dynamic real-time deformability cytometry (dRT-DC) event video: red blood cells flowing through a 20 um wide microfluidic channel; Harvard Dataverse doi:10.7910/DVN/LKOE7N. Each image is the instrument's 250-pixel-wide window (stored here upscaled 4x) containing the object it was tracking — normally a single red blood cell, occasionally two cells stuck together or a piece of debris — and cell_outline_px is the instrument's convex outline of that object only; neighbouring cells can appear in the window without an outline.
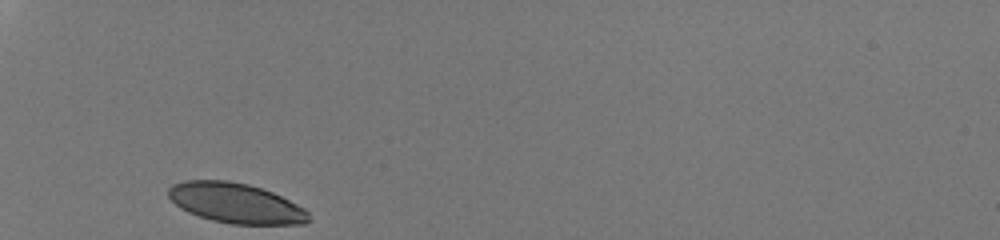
{"species": "human", "species_latin": "Homo sapiens", "temperature_condition": "room temperature", "stored_images_in_passage": 26, "camera_frame_rate_fps": 3000, "um_per_image_px": 0.085, "donor": {"sex": "male"}, "frame": {"image": 1, "passage_image": 1, "time_ms": 0.0, "image_size_px": [1000, 240], "cell_outline_px": [[312, 220], [304, 224], [232, 224], [212, 220], [188, 212], [180, 208], [168, 196], [168, 188], [172, 184], [188, 180], [228, 180], [248, 184], [272, 192], [304, 208], [308, 212]], "centroid_in_image_um": [20.04, 17.26], "position_along_channel_um": 65.0, "area_um2": 32.66}}
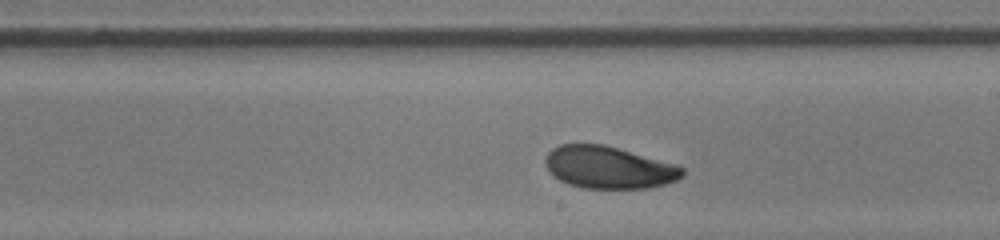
{"frame": {"image": 2, "passage_image": 15, "time_ms": 4.667, "image_size_px": [1000, 240], "cell_outline_px": [[684, 176], [676, 180], [664, 184], [648, 188], [584, 188], [568, 184], [552, 176], [544, 160], [548, 152], [552, 148], [560, 144], [604, 144], [676, 164], [684, 168]], "centroid_in_image_um": [51.73, 14.23], "position_along_channel_um": 237.3, "area_um2": 33.76}}
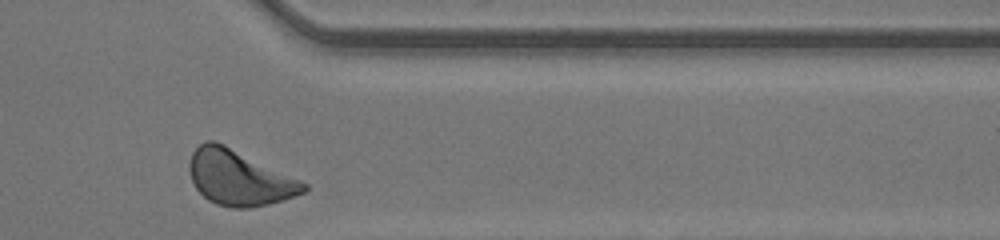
{"frame": {"image": 3, "passage_image": 26, "time_ms": 8.333, "image_size_px": [1000, 240], "cell_outline_px": [[308, 188], [304, 192], [268, 204], [252, 208], [232, 208], [216, 204], [208, 200], [196, 188], [192, 180], [188, 168], [188, 164], [192, 152], [200, 144], [208, 140], [212, 140], [224, 144], [300, 180], [308, 184]], "centroid_in_image_um": [20.29, 15.12], "position_along_channel_um": 391.1, "area_um2": 36.36}, "authors_computed_cell_mechanics": {"area_um2": 34.4488, "velocity_mm_per_s": 4.2152, "shape_relaxation_time_tau1_ms": 2.5492, "shape_relaxation_time_tau2_ms": 5.2922, "deformation_change_tau1": 0.0787, "deformation_change_tau2": 0.1117}}